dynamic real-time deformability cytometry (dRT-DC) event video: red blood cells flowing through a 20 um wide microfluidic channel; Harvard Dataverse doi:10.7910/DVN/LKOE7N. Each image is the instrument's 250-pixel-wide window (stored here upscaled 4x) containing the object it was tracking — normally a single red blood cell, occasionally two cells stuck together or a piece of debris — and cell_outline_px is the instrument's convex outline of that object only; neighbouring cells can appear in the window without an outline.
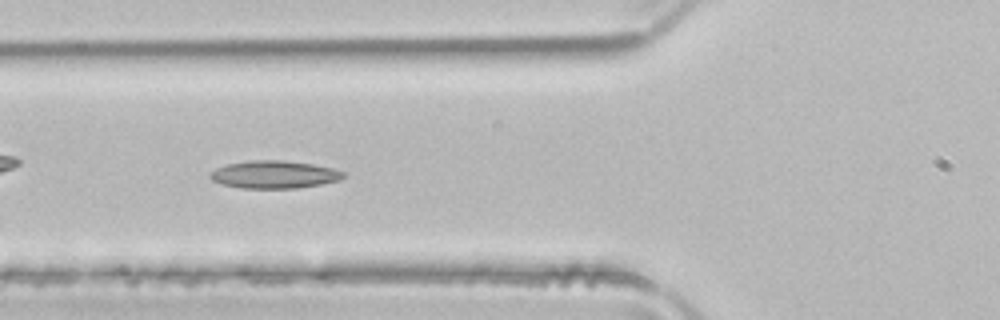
{"species": "common noctule bat (a hibernating species)", "species_latin": "Nyctalus noctula", "temperature_condition": "room temperature", "stored_images_in_passage": 50, "camera_frame_rate_fps": 3000, "um_per_image_px": 0.085, "animal": {"sex": "male", "body_mass_g": 21.5, "forearm_length_mm": 52.0}, "frame": {"image": 1, "passage_image": 18, "time_ms": 5.667, "image_size_px": [1000, 320], "cell_outline_px": [[344, 176], [340, 180], [320, 184], [296, 188], [240, 188], [224, 184], [212, 180], [208, 176], [208, 172], [216, 168], [228, 164], [252, 160], [280, 160], [312, 164], [332, 168], [344, 172]], "centroid_in_image_um": [23.28, 14.83], "position_along_channel_um": 102.5, "area_um2": 21.33}}
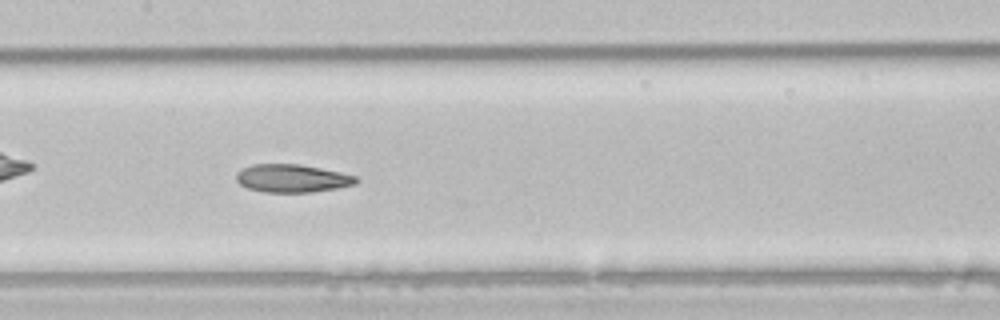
{"frame": {"image": 2, "passage_image": 24, "time_ms": 7.667, "image_size_px": [1000, 320], "cell_outline_px": [[360, 180], [356, 184], [336, 188], [312, 192], [264, 192], [248, 188], [240, 184], [236, 180], [236, 172], [252, 164], [300, 164], [340, 172], [356, 176]], "centroid_in_image_um": [24.84, 15.16], "position_along_channel_um": 182.6, "area_um2": 19.54}}
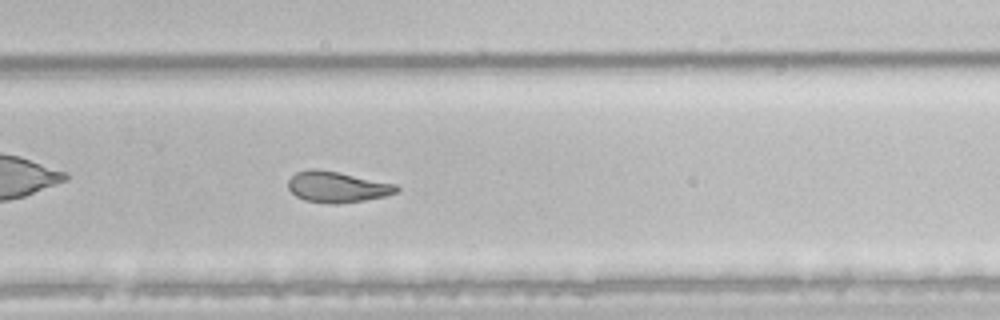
{"frame": {"image": 3, "passage_image": 33, "time_ms": 10.667, "image_size_px": [1000, 320], "cell_outline_px": [[400, 188], [396, 192], [384, 196], [364, 200], [336, 204], [328, 204], [304, 200], [296, 196], [288, 188], [288, 180], [296, 172], [308, 168], [312, 168], [336, 172], [396, 184]], "centroid_in_image_um": [28.61, 15.89], "position_along_channel_um": 301.2, "area_um2": 19.36}, "authors_computed_cell_mechanics": {"area_um2": 21.8195, "velocity_mm_per_s": 3.9824, "shape_relaxation_time_tau1_ms": null, "shape_relaxation_time_tau2_ms": 4.0162, "deformation_change_tau1": null, "deformation_change_tau2": 0.1231}}